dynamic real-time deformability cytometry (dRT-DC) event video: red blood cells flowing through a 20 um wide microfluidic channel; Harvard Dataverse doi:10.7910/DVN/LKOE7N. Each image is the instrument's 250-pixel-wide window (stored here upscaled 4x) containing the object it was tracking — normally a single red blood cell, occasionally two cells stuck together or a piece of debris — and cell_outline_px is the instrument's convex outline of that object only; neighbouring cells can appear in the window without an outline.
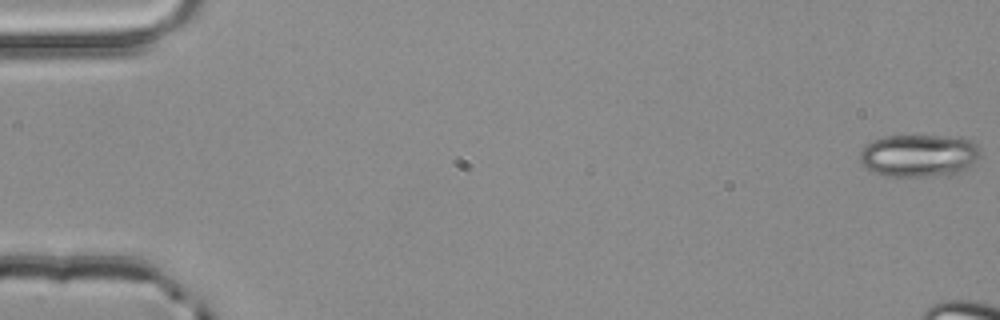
{"species": "common noctule bat (a hibernating species)", "species_latin": "Nyctalus noctula", "temperature_condition": "room temperature", "stored_images_in_passage": 4, "camera_frame_rate_fps": 3000, "um_per_image_px": 0.085, "animal": {"sex": "male", "body_mass_g": 20.4}, "frame": {"image": 1, "passage_image": 1, "time_ms": 0.0, "image_size_px": [1000, 320], "cell_outline_px": [[980, 156], [964, 172], [924, 176], [884, 176], [868, 168], [860, 160], [860, 152], [872, 140], [884, 136], [940, 136], [972, 140], [980, 148]], "centroid_in_image_um": [78.14, 13.22], "position_along_channel_um": 6.9, "area_um2": 29.59}}